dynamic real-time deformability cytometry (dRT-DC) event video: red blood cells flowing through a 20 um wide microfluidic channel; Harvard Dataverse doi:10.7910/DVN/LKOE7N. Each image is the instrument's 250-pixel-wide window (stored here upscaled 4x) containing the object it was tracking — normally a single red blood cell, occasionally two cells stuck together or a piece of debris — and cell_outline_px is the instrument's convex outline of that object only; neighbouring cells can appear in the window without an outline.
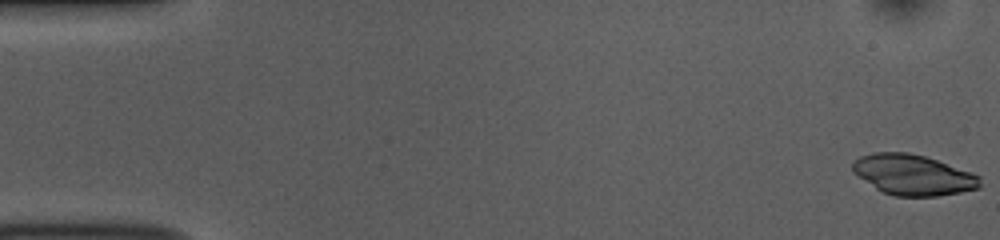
{"species": "common noctule bat (a hibernating species)", "species_latin": "Nyctalus noctula", "temperature_condition": "room temperature", "stored_images_in_passage": 13, "camera_frame_rate_fps": 3000, "um_per_image_px": 0.085, "animal": {"sex": "female", "body_mass_g": 10.0, "forearm_length_mm": 53.1}, "frame": {"image": 1, "passage_image": 1, "time_ms": 0.0, "image_size_px": [1000, 240], "cell_outline_px": [[980, 188], [960, 192], [936, 196], [896, 196], [884, 192], [876, 188], [852, 172], [852, 160], [860, 156], [872, 152], [908, 152], [924, 156], [936, 160], [980, 176]], "centroid_in_image_um": [77.57, 14.85], "position_along_channel_um": 7.4, "area_um2": 29.82}}